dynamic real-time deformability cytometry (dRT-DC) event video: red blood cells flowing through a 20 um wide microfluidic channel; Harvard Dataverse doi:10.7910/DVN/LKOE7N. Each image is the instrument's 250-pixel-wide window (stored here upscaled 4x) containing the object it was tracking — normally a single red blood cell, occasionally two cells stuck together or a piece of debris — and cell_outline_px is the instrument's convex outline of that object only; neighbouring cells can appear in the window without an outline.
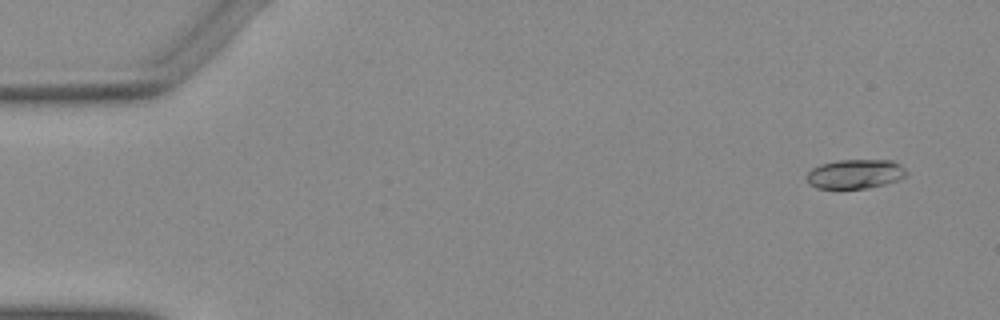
{"species": "Egyptian fruit bat (a non-hibernating species)", "species_latin": "Rousettus aegyptiacus", "temperature_condition": "warm", "stored_images_in_passage": 12, "camera_frame_rate_fps": 3000, "um_per_image_px": 0.085, "animal": {"sex": "female"}, "frame": {"image": 1, "passage_image": 4, "time_ms": 1.0, "image_size_px": [1000, 320], "cell_outline_px": [[908, 172], [900, 180], [868, 188], [816, 188], [808, 184], [804, 176], [812, 168], [820, 164], [836, 160], [892, 160], [900, 164]], "centroid_in_image_um": [72.66, 14.78], "position_along_channel_um": 12.3, "area_um2": 17.22}}